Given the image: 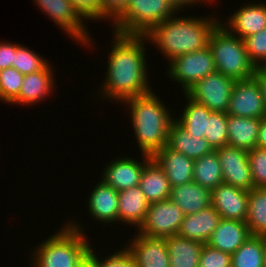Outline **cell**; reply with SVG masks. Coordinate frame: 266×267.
<instances>
[{
    "label": "cell",
    "instance_id": "7402d4cb",
    "mask_svg": "<svg viewBox=\"0 0 266 267\" xmlns=\"http://www.w3.org/2000/svg\"><path fill=\"white\" fill-rule=\"evenodd\" d=\"M211 190L192 181L171 187L170 200L184 213L190 215L212 205Z\"/></svg>",
    "mask_w": 266,
    "mask_h": 267
},
{
    "label": "cell",
    "instance_id": "9c48e42d",
    "mask_svg": "<svg viewBox=\"0 0 266 267\" xmlns=\"http://www.w3.org/2000/svg\"><path fill=\"white\" fill-rule=\"evenodd\" d=\"M236 80L216 71L196 82L185 94L212 112L227 113Z\"/></svg>",
    "mask_w": 266,
    "mask_h": 267
},
{
    "label": "cell",
    "instance_id": "f1b7e54d",
    "mask_svg": "<svg viewBox=\"0 0 266 267\" xmlns=\"http://www.w3.org/2000/svg\"><path fill=\"white\" fill-rule=\"evenodd\" d=\"M193 181L211 191L223 183L222 168L215 150L194 160Z\"/></svg>",
    "mask_w": 266,
    "mask_h": 267
},
{
    "label": "cell",
    "instance_id": "8d00e7d4",
    "mask_svg": "<svg viewBox=\"0 0 266 267\" xmlns=\"http://www.w3.org/2000/svg\"><path fill=\"white\" fill-rule=\"evenodd\" d=\"M247 54L255 66L266 57V28L243 39Z\"/></svg>",
    "mask_w": 266,
    "mask_h": 267
},
{
    "label": "cell",
    "instance_id": "d6986e66",
    "mask_svg": "<svg viewBox=\"0 0 266 267\" xmlns=\"http://www.w3.org/2000/svg\"><path fill=\"white\" fill-rule=\"evenodd\" d=\"M152 158L164 170L171 187L193 181L194 160L168 146L156 152Z\"/></svg>",
    "mask_w": 266,
    "mask_h": 267
},
{
    "label": "cell",
    "instance_id": "f6af8a7d",
    "mask_svg": "<svg viewBox=\"0 0 266 267\" xmlns=\"http://www.w3.org/2000/svg\"><path fill=\"white\" fill-rule=\"evenodd\" d=\"M79 267H99V264L90 255H88Z\"/></svg>",
    "mask_w": 266,
    "mask_h": 267
},
{
    "label": "cell",
    "instance_id": "7dc6e473",
    "mask_svg": "<svg viewBox=\"0 0 266 267\" xmlns=\"http://www.w3.org/2000/svg\"><path fill=\"white\" fill-rule=\"evenodd\" d=\"M263 263H264V267H266V242L264 243Z\"/></svg>",
    "mask_w": 266,
    "mask_h": 267
},
{
    "label": "cell",
    "instance_id": "ffe728a7",
    "mask_svg": "<svg viewBox=\"0 0 266 267\" xmlns=\"http://www.w3.org/2000/svg\"><path fill=\"white\" fill-rule=\"evenodd\" d=\"M251 235L244 221L221 219L207 244L232 255Z\"/></svg>",
    "mask_w": 266,
    "mask_h": 267
},
{
    "label": "cell",
    "instance_id": "8fae6325",
    "mask_svg": "<svg viewBox=\"0 0 266 267\" xmlns=\"http://www.w3.org/2000/svg\"><path fill=\"white\" fill-rule=\"evenodd\" d=\"M227 115L261 119L266 108L257 81L252 77L236 80L229 102Z\"/></svg>",
    "mask_w": 266,
    "mask_h": 267
},
{
    "label": "cell",
    "instance_id": "4316f807",
    "mask_svg": "<svg viewBox=\"0 0 266 267\" xmlns=\"http://www.w3.org/2000/svg\"><path fill=\"white\" fill-rule=\"evenodd\" d=\"M170 267H198L203 243L179 235L165 238Z\"/></svg>",
    "mask_w": 266,
    "mask_h": 267
},
{
    "label": "cell",
    "instance_id": "5b68a950",
    "mask_svg": "<svg viewBox=\"0 0 266 267\" xmlns=\"http://www.w3.org/2000/svg\"><path fill=\"white\" fill-rule=\"evenodd\" d=\"M208 47L218 72L235 80L252 78L256 72L255 64L247 54L244 41L230 33L220 22L212 30Z\"/></svg>",
    "mask_w": 266,
    "mask_h": 267
},
{
    "label": "cell",
    "instance_id": "f35d334b",
    "mask_svg": "<svg viewBox=\"0 0 266 267\" xmlns=\"http://www.w3.org/2000/svg\"><path fill=\"white\" fill-rule=\"evenodd\" d=\"M79 14L86 19L101 20V0H69ZM91 19V20H90Z\"/></svg>",
    "mask_w": 266,
    "mask_h": 267
},
{
    "label": "cell",
    "instance_id": "ee69618b",
    "mask_svg": "<svg viewBox=\"0 0 266 267\" xmlns=\"http://www.w3.org/2000/svg\"><path fill=\"white\" fill-rule=\"evenodd\" d=\"M253 78L257 81L266 108V77L256 71Z\"/></svg>",
    "mask_w": 266,
    "mask_h": 267
},
{
    "label": "cell",
    "instance_id": "ba28073f",
    "mask_svg": "<svg viewBox=\"0 0 266 267\" xmlns=\"http://www.w3.org/2000/svg\"><path fill=\"white\" fill-rule=\"evenodd\" d=\"M36 6L40 10L48 15L54 24H58L60 30L68 34V37L73 38V41L80 46L84 45L90 48L92 44V37L87 32V22L79 12L74 8L73 4L69 0H33ZM85 25V26H84ZM91 37V38H90ZM89 45V46H88Z\"/></svg>",
    "mask_w": 266,
    "mask_h": 267
},
{
    "label": "cell",
    "instance_id": "6da1fadb",
    "mask_svg": "<svg viewBox=\"0 0 266 267\" xmlns=\"http://www.w3.org/2000/svg\"><path fill=\"white\" fill-rule=\"evenodd\" d=\"M112 33L114 38L108 55L106 77L101 81V91L97 93L101 94V100L104 97L107 101L122 104L127 99L152 91L147 78V49L144 45L147 38L145 35Z\"/></svg>",
    "mask_w": 266,
    "mask_h": 267
},
{
    "label": "cell",
    "instance_id": "8992f818",
    "mask_svg": "<svg viewBox=\"0 0 266 267\" xmlns=\"http://www.w3.org/2000/svg\"><path fill=\"white\" fill-rule=\"evenodd\" d=\"M176 13L169 0H129L126 9L112 22L113 32L145 35Z\"/></svg>",
    "mask_w": 266,
    "mask_h": 267
},
{
    "label": "cell",
    "instance_id": "bcb514c9",
    "mask_svg": "<svg viewBox=\"0 0 266 267\" xmlns=\"http://www.w3.org/2000/svg\"><path fill=\"white\" fill-rule=\"evenodd\" d=\"M256 71L266 77V57L256 65Z\"/></svg>",
    "mask_w": 266,
    "mask_h": 267
},
{
    "label": "cell",
    "instance_id": "4fadbf2b",
    "mask_svg": "<svg viewBox=\"0 0 266 267\" xmlns=\"http://www.w3.org/2000/svg\"><path fill=\"white\" fill-rule=\"evenodd\" d=\"M141 155V160L143 159L141 162L133 157H116L108 162L100 179L118 192L139 186L144 166L152 158L147 154Z\"/></svg>",
    "mask_w": 266,
    "mask_h": 267
},
{
    "label": "cell",
    "instance_id": "4dcf8cb0",
    "mask_svg": "<svg viewBox=\"0 0 266 267\" xmlns=\"http://www.w3.org/2000/svg\"><path fill=\"white\" fill-rule=\"evenodd\" d=\"M265 242V235H251L231 255V267H264Z\"/></svg>",
    "mask_w": 266,
    "mask_h": 267
},
{
    "label": "cell",
    "instance_id": "44dd1931",
    "mask_svg": "<svg viewBox=\"0 0 266 267\" xmlns=\"http://www.w3.org/2000/svg\"><path fill=\"white\" fill-rule=\"evenodd\" d=\"M221 219L220 214L211 205L197 213L184 215L177 235L207 244Z\"/></svg>",
    "mask_w": 266,
    "mask_h": 267
},
{
    "label": "cell",
    "instance_id": "60d3db41",
    "mask_svg": "<svg viewBox=\"0 0 266 267\" xmlns=\"http://www.w3.org/2000/svg\"><path fill=\"white\" fill-rule=\"evenodd\" d=\"M18 43L0 41V70L13 67L14 51L20 46Z\"/></svg>",
    "mask_w": 266,
    "mask_h": 267
},
{
    "label": "cell",
    "instance_id": "5bb4252c",
    "mask_svg": "<svg viewBox=\"0 0 266 267\" xmlns=\"http://www.w3.org/2000/svg\"><path fill=\"white\" fill-rule=\"evenodd\" d=\"M134 236L124 246L133 256L137 267H170L164 238H151L139 233Z\"/></svg>",
    "mask_w": 266,
    "mask_h": 267
},
{
    "label": "cell",
    "instance_id": "ab89813d",
    "mask_svg": "<svg viewBox=\"0 0 266 267\" xmlns=\"http://www.w3.org/2000/svg\"><path fill=\"white\" fill-rule=\"evenodd\" d=\"M129 0H101V20L113 22L128 6Z\"/></svg>",
    "mask_w": 266,
    "mask_h": 267
},
{
    "label": "cell",
    "instance_id": "ac0fdd59",
    "mask_svg": "<svg viewBox=\"0 0 266 267\" xmlns=\"http://www.w3.org/2000/svg\"><path fill=\"white\" fill-rule=\"evenodd\" d=\"M89 194L87 201V208L90 217L94 220L112 225L117 224L118 221V191L114 190L111 186L105 184L101 179L94 185V188ZM112 223V224H111Z\"/></svg>",
    "mask_w": 266,
    "mask_h": 267
},
{
    "label": "cell",
    "instance_id": "836d02e7",
    "mask_svg": "<svg viewBox=\"0 0 266 267\" xmlns=\"http://www.w3.org/2000/svg\"><path fill=\"white\" fill-rule=\"evenodd\" d=\"M21 74L14 67H9L1 70L0 76V102L10 104L19 96L21 85L24 79Z\"/></svg>",
    "mask_w": 266,
    "mask_h": 267
},
{
    "label": "cell",
    "instance_id": "52a82bcc",
    "mask_svg": "<svg viewBox=\"0 0 266 267\" xmlns=\"http://www.w3.org/2000/svg\"><path fill=\"white\" fill-rule=\"evenodd\" d=\"M167 71V76L176 81L178 86H182V92L185 93L196 82L217 70L210 48L206 46L172 59L168 63Z\"/></svg>",
    "mask_w": 266,
    "mask_h": 267
},
{
    "label": "cell",
    "instance_id": "7bdbcfd3",
    "mask_svg": "<svg viewBox=\"0 0 266 267\" xmlns=\"http://www.w3.org/2000/svg\"><path fill=\"white\" fill-rule=\"evenodd\" d=\"M257 147L266 148V115L261 118L257 139Z\"/></svg>",
    "mask_w": 266,
    "mask_h": 267
},
{
    "label": "cell",
    "instance_id": "74e56055",
    "mask_svg": "<svg viewBox=\"0 0 266 267\" xmlns=\"http://www.w3.org/2000/svg\"><path fill=\"white\" fill-rule=\"evenodd\" d=\"M198 267H231V255L204 244Z\"/></svg>",
    "mask_w": 266,
    "mask_h": 267
},
{
    "label": "cell",
    "instance_id": "d4e9b609",
    "mask_svg": "<svg viewBox=\"0 0 266 267\" xmlns=\"http://www.w3.org/2000/svg\"><path fill=\"white\" fill-rule=\"evenodd\" d=\"M261 119L228 115V145L250 151L257 147Z\"/></svg>",
    "mask_w": 266,
    "mask_h": 267
},
{
    "label": "cell",
    "instance_id": "83f0119b",
    "mask_svg": "<svg viewBox=\"0 0 266 267\" xmlns=\"http://www.w3.org/2000/svg\"><path fill=\"white\" fill-rule=\"evenodd\" d=\"M187 100L185 108L175 121L195 138L207 137V120L212 113L206 106L183 94ZM177 118V119H176Z\"/></svg>",
    "mask_w": 266,
    "mask_h": 267
},
{
    "label": "cell",
    "instance_id": "1f68e13d",
    "mask_svg": "<svg viewBox=\"0 0 266 267\" xmlns=\"http://www.w3.org/2000/svg\"><path fill=\"white\" fill-rule=\"evenodd\" d=\"M227 113L212 112L207 120V137L214 150L228 145Z\"/></svg>",
    "mask_w": 266,
    "mask_h": 267
},
{
    "label": "cell",
    "instance_id": "d6a6232c",
    "mask_svg": "<svg viewBox=\"0 0 266 267\" xmlns=\"http://www.w3.org/2000/svg\"><path fill=\"white\" fill-rule=\"evenodd\" d=\"M47 64L48 60L46 58L41 57V55L24 45H20L14 51L13 67L23 75L40 71Z\"/></svg>",
    "mask_w": 266,
    "mask_h": 267
},
{
    "label": "cell",
    "instance_id": "2e32d148",
    "mask_svg": "<svg viewBox=\"0 0 266 267\" xmlns=\"http://www.w3.org/2000/svg\"><path fill=\"white\" fill-rule=\"evenodd\" d=\"M245 5V6H244ZM227 20L220 21L230 33L242 40L254 33L266 28V4L253 3L243 4ZM238 34V35H237Z\"/></svg>",
    "mask_w": 266,
    "mask_h": 267
},
{
    "label": "cell",
    "instance_id": "e575fe53",
    "mask_svg": "<svg viewBox=\"0 0 266 267\" xmlns=\"http://www.w3.org/2000/svg\"><path fill=\"white\" fill-rule=\"evenodd\" d=\"M254 187L266 188V148L255 147L248 151Z\"/></svg>",
    "mask_w": 266,
    "mask_h": 267
},
{
    "label": "cell",
    "instance_id": "cb8c5ba5",
    "mask_svg": "<svg viewBox=\"0 0 266 267\" xmlns=\"http://www.w3.org/2000/svg\"><path fill=\"white\" fill-rule=\"evenodd\" d=\"M139 186L149 203L170 198L171 185L169 180L164 170L153 158L145 164Z\"/></svg>",
    "mask_w": 266,
    "mask_h": 267
},
{
    "label": "cell",
    "instance_id": "484cf974",
    "mask_svg": "<svg viewBox=\"0 0 266 267\" xmlns=\"http://www.w3.org/2000/svg\"><path fill=\"white\" fill-rule=\"evenodd\" d=\"M167 146L193 160L214 151L205 138H195L185 131L175 120L171 123Z\"/></svg>",
    "mask_w": 266,
    "mask_h": 267
},
{
    "label": "cell",
    "instance_id": "b9f144b4",
    "mask_svg": "<svg viewBox=\"0 0 266 267\" xmlns=\"http://www.w3.org/2000/svg\"><path fill=\"white\" fill-rule=\"evenodd\" d=\"M210 1V2H209ZM214 1V0H212ZM211 0H169V2L171 3V5L175 8V10L179 13H181L180 11H184V9H186V7H191L193 6V4H199L200 2H208L207 4H212ZM182 9V10H181Z\"/></svg>",
    "mask_w": 266,
    "mask_h": 267
},
{
    "label": "cell",
    "instance_id": "f546056e",
    "mask_svg": "<svg viewBox=\"0 0 266 267\" xmlns=\"http://www.w3.org/2000/svg\"><path fill=\"white\" fill-rule=\"evenodd\" d=\"M245 223L252 235L266 234V188L253 187L249 191Z\"/></svg>",
    "mask_w": 266,
    "mask_h": 267
},
{
    "label": "cell",
    "instance_id": "30bf717a",
    "mask_svg": "<svg viewBox=\"0 0 266 267\" xmlns=\"http://www.w3.org/2000/svg\"><path fill=\"white\" fill-rule=\"evenodd\" d=\"M183 218L184 213L170 198L149 203L145 220L137 233L165 239L178 234Z\"/></svg>",
    "mask_w": 266,
    "mask_h": 267
},
{
    "label": "cell",
    "instance_id": "e0dca14e",
    "mask_svg": "<svg viewBox=\"0 0 266 267\" xmlns=\"http://www.w3.org/2000/svg\"><path fill=\"white\" fill-rule=\"evenodd\" d=\"M53 66L49 63L40 71L24 76L19 96L11 103L18 105H32L48 99L52 95L56 85ZM52 68V69H51ZM50 94V95H49Z\"/></svg>",
    "mask_w": 266,
    "mask_h": 267
},
{
    "label": "cell",
    "instance_id": "277c9868",
    "mask_svg": "<svg viewBox=\"0 0 266 267\" xmlns=\"http://www.w3.org/2000/svg\"><path fill=\"white\" fill-rule=\"evenodd\" d=\"M63 224L49 235L33 251L30 267H79L89 255L93 244L89 243L79 222Z\"/></svg>",
    "mask_w": 266,
    "mask_h": 267
},
{
    "label": "cell",
    "instance_id": "9a60e30c",
    "mask_svg": "<svg viewBox=\"0 0 266 267\" xmlns=\"http://www.w3.org/2000/svg\"><path fill=\"white\" fill-rule=\"evenodd\" d=\"M249 191L225 183L211 191L212 206L222 219L246 221Z\"/></svg>",
    "mask_w": 266,
    "mask_h": 267
},
{
    "label": "cell",
    "instance_id": "3957f363",
    "mask_svg": "<svg viewBox=\"0 0 266 267\" xmlns=\"http://www.w3.org/2000/svg\"><path fill=\"white\" fill-rule=\"evenodd\" d=\"M154 92L152 90L122 103L128 106L125 109L130 110L131 126L140 153L150 156L167 146L169 128L175 120L166 104Z\"/></svg>",
    "mask_w": 266,
    "mask_h": 267
},
{
    "label": "cell",
    "instance_id": "d590c367",
    "mask_svg": "<svg viewBox=\"0 0 266 267\" xmlns=\"http://www.w3.org/2000/svg\"><path fill=\"white\" fill-rule=\"evenodd\" d=\"M95 249L92 246L89 255L99 264V267H137L133 256L125 246L105 258L99 257ZM100 258L103 259L100 260Z\"/></svg>",
    "mask_w": 266,
    "mask_h": 267
},
{
    "label": "cell",
    "instance_id": "7c38bea8",
    "mask_svg": "<svg viewBox=\"0 0 266 267\" xmlns=\"http://www.w3.org/2000/svg\"><path fill=\"white\" fill-rule=\"evenodd\" d=\"M222 168L223 183L250 191L254 187L248 151L226 145L215 150Z\"/></svg>",
    "mask_w": 266,
    "mask_h": 267
},
{
    "label": "cell",
    "instance_id": "603a6c76",
    "mask_svg": "<svg viewBox=\"0 0 266 267\" xmlns=\"http://www.w3.org/2000/svg\"><path fill=\"white\" fill-rule=\"evenodd\" d=\"M118 223L134 226L139 229L145 220L149 202L146 200L140 186H134L118 192Z\"/></svg>",
    "mask_w": 266,
    "mask_h": 267
},
{
    "label": "cell",
    "instance_id": "7a4b0ae2",
    "mask_svg": "<svg viewBox=\"0 0 266 267\" xmlns=\"http://www.w3.org/2000/svg\"><path fill=\"white\" fill-rule=\"evenodd\" d=\"M172 16L162 23L155 25L145 34L147 43L156 46L158 51L170 62L177 56L201 50L208 46L212 30L220 19L214 16L191 17ZM150 41V42H149Z\"/></svg>",
    "mask_w": 266,
    "mask_h": 267
}]
</instances>
